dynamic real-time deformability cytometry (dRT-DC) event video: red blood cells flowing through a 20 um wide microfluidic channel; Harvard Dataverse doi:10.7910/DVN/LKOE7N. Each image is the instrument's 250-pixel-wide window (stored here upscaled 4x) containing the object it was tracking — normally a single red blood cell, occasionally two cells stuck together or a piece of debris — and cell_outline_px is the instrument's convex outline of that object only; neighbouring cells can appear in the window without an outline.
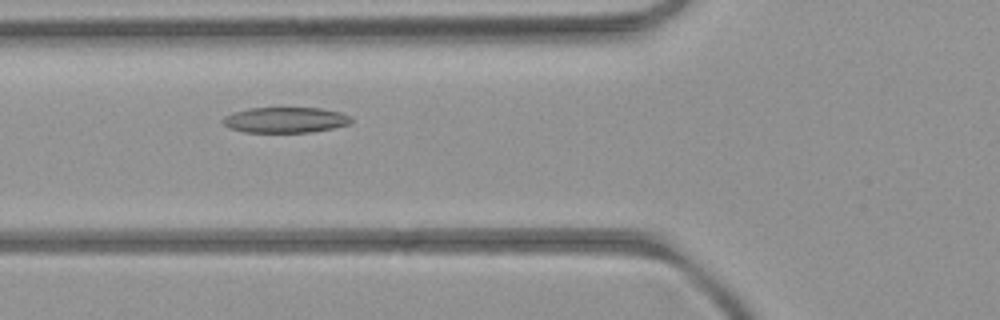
{"species": "common noctule bat (a hibernating species)", "species_latin": "Nyctalus noctula", "temperature_condition": "room temperature", "stored_images_in_passage": 3, "camera_frame_rate_fps": 3000, "um_per_image_px": 0.085, "animal": {"sex": "female", "body_mass_g": 21.9}, "frame": {"image": 1, "passage_image": 2, "time_ms": 1.0, "image_size_px": [1000, 320], "cell_outline_px": [[352, 124], [312, 132], [244, 132], [228, 128], [220, 120], [224, 116], [248, 108], [320, 108], [340, 112], [352, 116]], "centroid_in_image_um": [24.27, 10.2], "position_along_channel_um": 101.5, "area_um2": 19.25}}
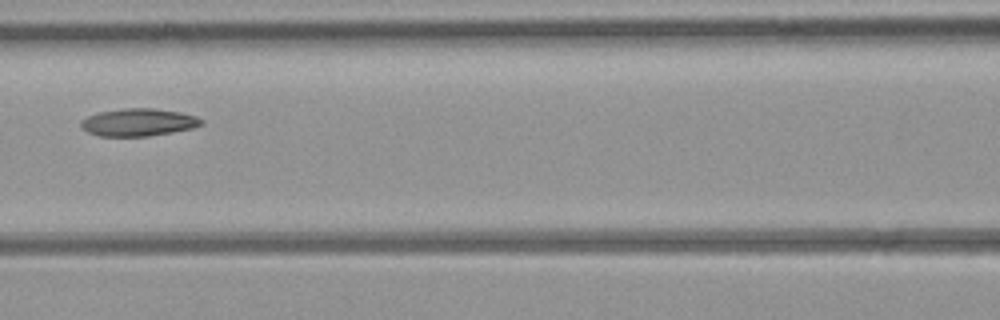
{"frame": {"image": 2, "passage_image": 3, "time_ms": 2.333, "image_size_px": [1000, 320], "cell_outline_px": [[204, 124], [192, 128], [172, 132], [148, 136], [100, 136], [88, 132], [80, 128], [80, 120], [96, 112], [120, 108], [152, 108], [180, 112], [196, 116], [204, 120]], "centroid_in_image_um": [11.74, 10.39], "position_along_channel_um": 154.9, "area_um2": 19.54}}